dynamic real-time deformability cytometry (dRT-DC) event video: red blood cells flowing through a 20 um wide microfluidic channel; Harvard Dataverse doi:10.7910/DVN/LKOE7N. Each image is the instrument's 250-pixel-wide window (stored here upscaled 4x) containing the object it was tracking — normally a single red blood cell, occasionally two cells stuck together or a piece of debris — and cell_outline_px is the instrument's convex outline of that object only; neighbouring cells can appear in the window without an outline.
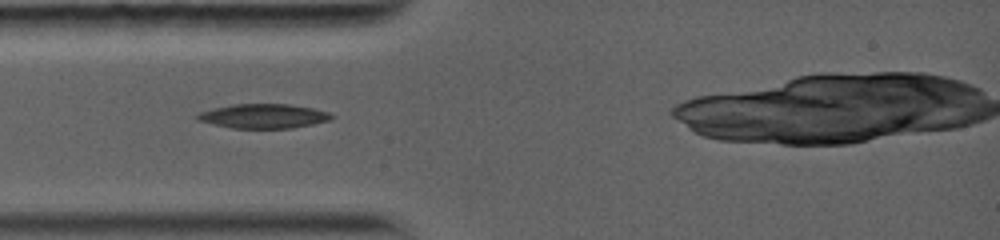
{"species": "common noctule bat (a hibernating species)", "species_latin": "Nyctalus noctula", "temperature_condition": "warm", "stored_images_in_passage": 22, "camera_frame_rate_fps": 5000, "um_per_image_px": 0.085, "animal": {"sex": "female", "body_mass_g": 19.0, "forearm_length_mm": 56.7}, "frame": {"image": 1, "passage_image": 1, "time_ms": 0.0, "image_size_px": [1000, 240], "cell_outline_px": [[336, 116], [332, 120], [292, 128], [232, 128], [212, 124], [196, 120], [196, 116], [200, 112], [212, 108], [232, 104], [292, 104], [312, 108], [328, 112]], "centroid_in_image_um": [22.41, 9.86], "position_along_channel_um": 62.6, "area_um2": 19.19}}
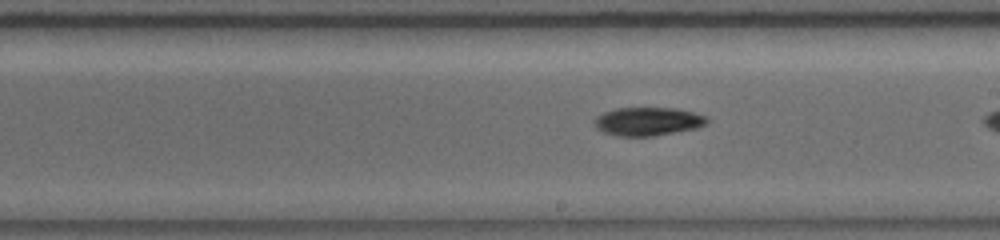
{"frame": {"image": 2, "passage_image": 17, "time_ms": 3.4, "image_size_px": [1000, 240], "cell_outline_px": [[708, 124], [696, 128], [652, 136], [616, 136], [604, 132], [596, 128], [596, 116], [604, 112], [616, 108], [676, 108], [708, 116]], "centroid_in_image_um": [55.09, 10.32], "position_along_channel_um": 233.9, "area_um2": 18.55}}